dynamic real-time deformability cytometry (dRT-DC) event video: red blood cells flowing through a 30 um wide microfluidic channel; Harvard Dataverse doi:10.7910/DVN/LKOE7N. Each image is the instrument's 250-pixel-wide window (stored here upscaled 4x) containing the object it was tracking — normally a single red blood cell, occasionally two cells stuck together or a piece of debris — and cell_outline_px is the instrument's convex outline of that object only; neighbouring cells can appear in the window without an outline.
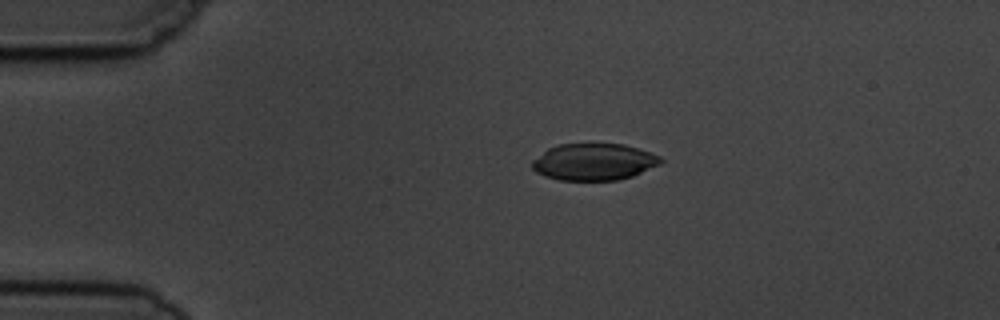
{"species": "common noctule bat (a hibernating species)", "species_latin": "Nyctalus noctula", "temperature_condition": "cold", "stored_images_in_passage": 4, "camera_frame_rate_fps": 3000, "um_per_image_px": 0.085, "animal": {"sex": "male", "body_mass_g": 19.5, "forearm_length_mm": 54.6}, "frame": {"image": 1, "passage_image": 1, "time_ms": 0.0, "image_size_px": [1000, 320], "cell_outline_px": [[664, 160], [660, 164], [632, 176], [616, 180], [560, 180], [544, 176], [536, 172], [532, 168], [532, 160], [548, 148], [560, 144], [624, 144], [660, 156]], "centroid_in_image_um": [50.46, 13.76], "position_along_channel_um": 34.5, "area_um2": 27.4}}
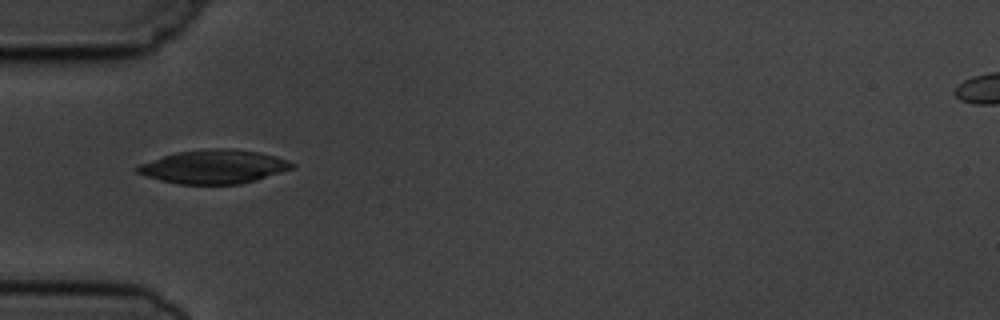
{"frame": {"image": 2, "passage_image": 3, "time_ms": 2.0, "image_size_px": [1000, 320], "cell_outline_px": [[296, 168], [256, 180], [240, 184], [180, 184], [160, 180], [136, 172], [132, 168], [136, 164], [176, 152], [208, 148], [232, 148], [260, 152], [276, 156], [288, 160], [296, 164]], "centroid_in_image_um": [18.19, 14.16], "position_along_channel_um": 66.8, "area_um2": 30.81}}
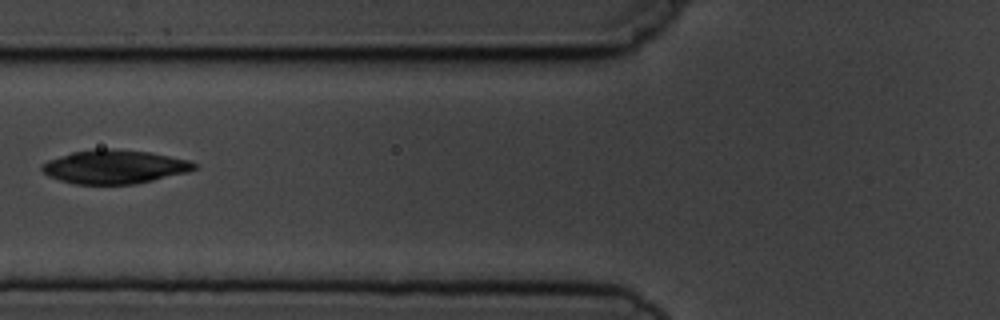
{"frame": {"image": 3, "passage_image": 4, "time_ms": 3.333, "image_size_px": [1000, 320], "cell_outline_px": [[196, 168], [188, 172], [136, 184], [76, 184], [60, 180], [48, 176], [40, 168], [40, 164], [48, 160], [72, 152], [96, 148], [112, 148], [148, 152], [188, 160], [196, 164]], "centroid_in_image_um": [9.7, 14.17], "position_along_channel_um": 116.1, "area_um2": 29.88}}